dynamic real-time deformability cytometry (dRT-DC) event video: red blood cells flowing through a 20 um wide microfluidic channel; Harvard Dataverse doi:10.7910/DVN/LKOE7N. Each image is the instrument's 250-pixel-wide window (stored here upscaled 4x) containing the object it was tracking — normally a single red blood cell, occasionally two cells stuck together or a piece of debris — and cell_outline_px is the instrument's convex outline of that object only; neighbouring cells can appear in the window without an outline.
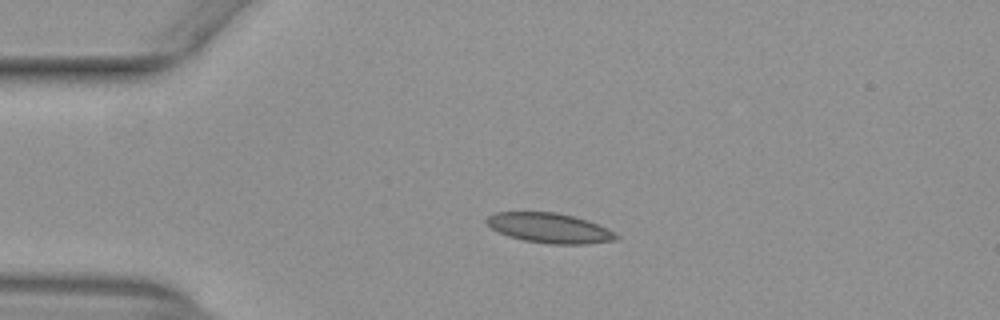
{"species": "common noctule bat (a hibernating species)", "species_latin": "Nyctalus noctula", "temperature_condition": "warm", "stored_images_in_passage": 41, "camera_frame_rate_fps": 3000, "um_per_image_px": 0.085, "animal": {"sex": "female", "body_mass_g": 29.2, "forearm_length_mm": 56.3}, "frame": {"image": 1, "passage_image": 1, "time_ms": 0.0, "image_size_px": [1000, 320], "cell_outline_px": [[620, 240], [588, 244], [548, 244], [524, 240], [508, 236], [484, 224], [484, 220], [488, 216], [496, 212], [556, 212], [576, 216], [588, 220], [608, 228], [616, 232], [620, 236]], "centroid_in_image_um": [46.76, 19.38], "position_along_channel_um": 38.2, "area_um2": 23.0}}
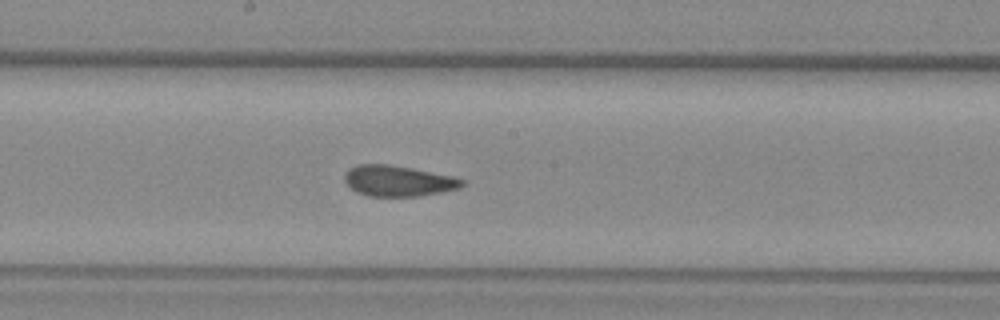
{"frame": {"image": 2, "passage_image": 17, "time_ms": 5.333, "image_size_px": [1000, 320], "cell_outline_px": [[464, 184], [460, 188], [420, 196], [368, 196], [356, 192], [344, 180], [344, 176], [348, 168], [356, 164], [388, 164], [412, 168], [452, 176], [464, 180]], "centroid_in_image_um": [33.82, 15.37], "position_along_channel_um": 214.4, "area_um2": 21.04}}
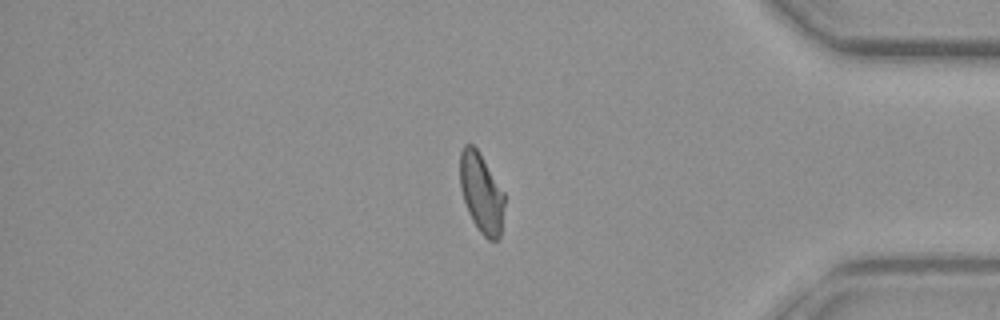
{"frame": {"image": 3, "passage_image": 33, "time_ms": 10.667, "image_size_px": [1000, 320], "cell_outline_px": [[504, 204], [500, 236], [496, 240], [488, 240], [480, 232], [472, 220], [468, 212], [460, 188], [460, 152], [464, 144], [472, 144], [476, 148], [504, 192]], "centroid_in_image_um": [40.9, 16.41], "position_along_channel_um": 394.3, "area_um2": 20.4}, "authors_computed_cell_mechanics": {"area_um2": 21.2704, "velocity_mm_per_s": 3.9256, "shape_relaxation_time_tau1_ms": null, "shape_relaxation_time_tau2_ms": 1.4116, "deformation_change_tau1": null, "deformation_change_tau2": 0.0672}}